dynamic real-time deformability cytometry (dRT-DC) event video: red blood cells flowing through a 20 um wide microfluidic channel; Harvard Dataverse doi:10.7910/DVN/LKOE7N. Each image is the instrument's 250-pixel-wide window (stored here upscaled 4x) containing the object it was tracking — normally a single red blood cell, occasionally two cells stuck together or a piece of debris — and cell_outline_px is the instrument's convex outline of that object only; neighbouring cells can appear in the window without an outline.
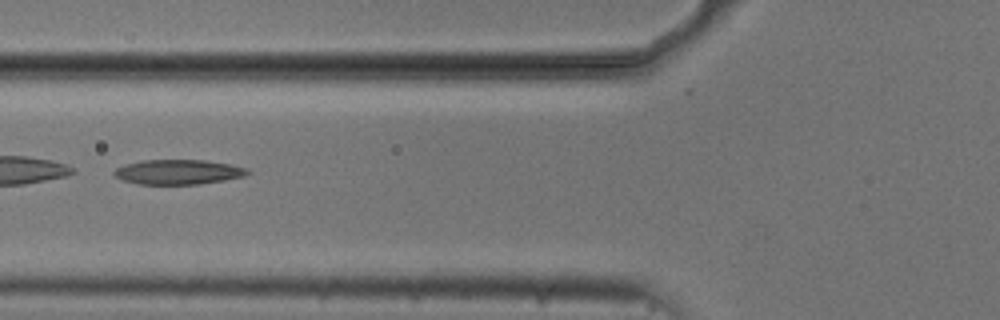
{"species": "common noctule bat (a hibernating species)", "species_latin": "Nyctalus noctula", "temperature_condition": "cold", "stored_images_in_passage": 34, "camera_frame_rate_fps": 3000, "um_per_image_px": 0.085, "animal": {"sex": "male", "body_mass_g": 20.5, "forearm_length_mm": 52.5}, "frame": {"image": 1, "passage_image": 6, "time_ms": 1.667, "image_size_px": [1000, 320], "cell_outline_px": [[252, 172], [244, 176], [224, 180], [200, 184], [136, 184], [124, 180], [116, 176], [112, 172], [116, 168], [124, 164], [144, 160], [204, 160], [232, 164], [248, 168]], "centroid_in_image_um": [15.18, 14.61], "position_along_channel_um": 110.6, "area_um2": 19.36}, "authors_computed_cell_mechanics": {"area_um2": 18.8139, "velocity_mm_per_s": 3.7466, "shape_relaxation_time_tau1_ms": null, "shape_relaxation_time_tau2_ms": 5.5964, "deformation_change_tau1": null, "deformation_change_tau2": 0.1819}}